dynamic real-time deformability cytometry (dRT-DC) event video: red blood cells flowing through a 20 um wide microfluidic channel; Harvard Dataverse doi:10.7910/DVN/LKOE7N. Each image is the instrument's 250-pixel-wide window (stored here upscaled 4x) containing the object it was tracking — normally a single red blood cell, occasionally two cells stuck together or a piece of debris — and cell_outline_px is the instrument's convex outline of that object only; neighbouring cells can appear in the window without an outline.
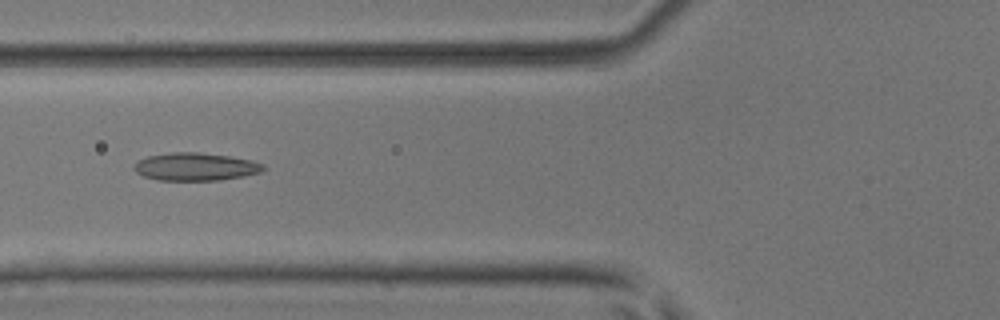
{"species": "common noctule bat (a hibernating species)", "species_latin": "Nyctalus noctula", "temperature_condition": "room temperature", "stored_images_in_passage": 2, "camera_frame_rate_fps": 3000, "um_per_image_px": 0.085, "animal": {"sex": "male", "body_mass_g": 17.9, "forearm_length_mm": 54.2}, "frame": {"image": 1, "passage_image": 2, "time_ms": 0.333, "image_size_px": [1000, 320], "cell_outline_px": [[264, 168], [260, 172], [244, 176], [220, 180], [156, 180], [144, 176], [136, 172], [132, 168], [132, 164], [148, 156], [172, 152], [196, 152], [228, 156], [252, 160], [264, 164]], "centroid_in_image_um": [16.59, 14.17], "position_along_channel_um": 109.2, "area_um2": 20.92}}